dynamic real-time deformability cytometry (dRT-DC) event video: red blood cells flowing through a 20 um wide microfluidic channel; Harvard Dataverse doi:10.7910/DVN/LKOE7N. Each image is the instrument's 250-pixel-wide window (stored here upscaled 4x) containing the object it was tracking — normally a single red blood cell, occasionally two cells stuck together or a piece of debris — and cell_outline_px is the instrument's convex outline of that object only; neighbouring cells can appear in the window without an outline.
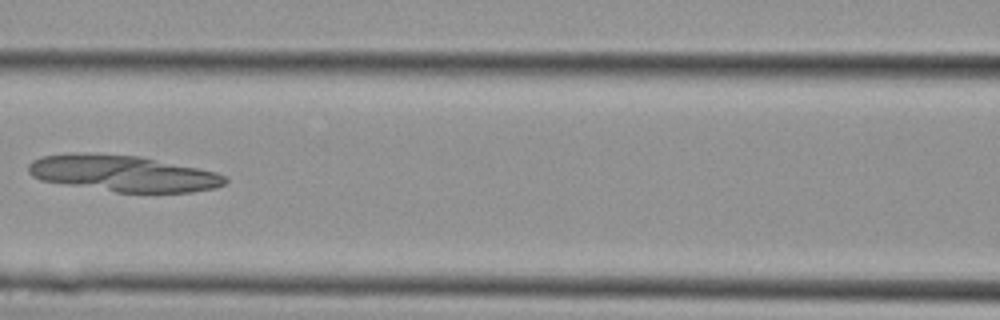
{"species": "Egyptian fruit bat (a non-hibernating species)", "species_latin": "Rousettus aegyptiacus", "temperature_condition": "cold", "stored_images_in_passage": 8, "camera_frame_rate_fps": 3000, "um_per_image_px": 0.085, "animal": {"sex": "female"}, "frame": {"image": 1, "passage_image": 7, "time_ms": 2.0, "image_size_px": [1000, 320], "cell_outline_px": [[228, 180], [224, 184], [216, 188], [192, 192], [116, 192], [40, 180], [32, 176], [28, 172], [28, 164], [32, 160], [40, 156], [68, 152], [72, 152], [140, 156], [216, 172], [224, 176]], "centroid_in_image_um": [10.41, 14.73], "position_along_channel_um": 156.2, "area_um2": 41.56}}